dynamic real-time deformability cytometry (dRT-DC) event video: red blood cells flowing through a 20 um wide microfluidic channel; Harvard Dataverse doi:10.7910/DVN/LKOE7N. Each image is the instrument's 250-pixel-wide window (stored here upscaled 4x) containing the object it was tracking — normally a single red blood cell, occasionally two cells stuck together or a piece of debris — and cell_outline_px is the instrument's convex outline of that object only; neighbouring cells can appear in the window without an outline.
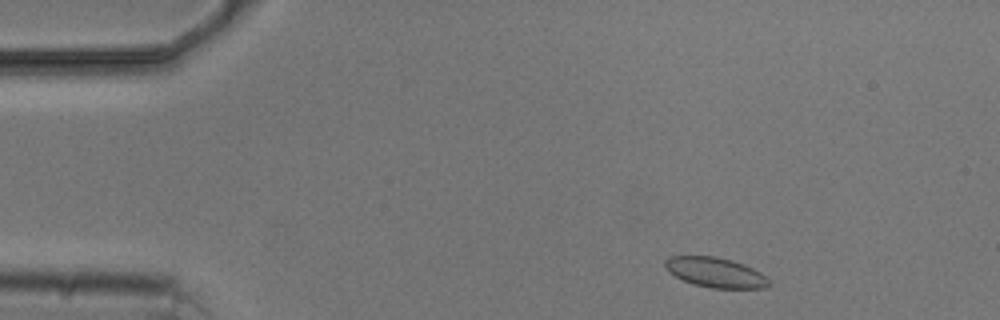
{"species": "common noctule bat (a hibernating species)", "species_latin": "Nyctalus noctula", "temperature_condition": "cold", "stored_images_in_passage": 3, "camera_frame_rate_fps": 3000, "um_per_image_px": 0.085, "animal": {"sex": "male", "body_mass_g": 20.5, "forearm_length_mm": 52.5}, "frame": {"image": 1, "passage_image": 1, "time_ms": 0.0, "image_size_px": [1000, 320], "cell_outline_px": [[768, 284], [764, 288], [712, 288], [692, 284], [668, 272], [664, 264], [664, 260], [672, 256], [716, 256], [732, 260], [744, 264], [760, 272], [768, 280]], "centroid_in_image_um": [60.78, 23.15], "position_along_channel_um": 24.2, "area_um2": 17.98}}
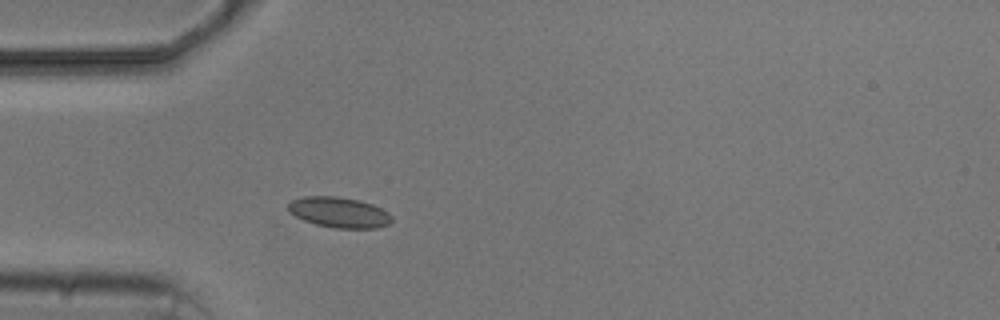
{"frame": {"image": 2, "passage_image": 3, "time_ms": 2.667, "image_size_px": [1000, 320], "cell_outline_px": [[392, 220], [388, 224], [376, 228], [336, 228], [316, 224], [304, 220], [288, 212], [288, 204], [292, 200], [304, 196], [336, 196], [360, 200], [372, 204], [388, 212], [392, 216]], "centroid_in_image_um": [28.82, 18.04], "position_along_channel_um": 56.2, "area_um2": 18.38}}